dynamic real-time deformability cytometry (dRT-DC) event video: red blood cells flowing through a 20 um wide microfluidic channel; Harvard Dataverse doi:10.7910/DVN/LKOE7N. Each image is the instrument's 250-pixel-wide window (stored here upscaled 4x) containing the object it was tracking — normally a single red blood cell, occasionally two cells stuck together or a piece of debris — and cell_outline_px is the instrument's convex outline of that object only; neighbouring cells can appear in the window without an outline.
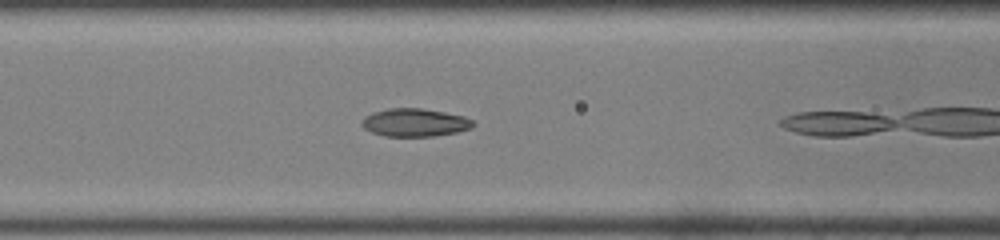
{"species": "common noctule bat (a hibernating species)", "species_latin": "Nyctalus noctula", "temperature_condition": "room temperature", "stored_images_in_passage": 8, "camera_frame_rate_fps": 3000, "um_per_image_px": 0.085, "animal": {"sex": "male", "body_mass_g": 19.0, "forearm_length_mm": 50.8}, "frame": {"image": 1, "passage_image": 7, "time_ms": 2.0, "image_size_px": [1000, 240], "cell_outline_px": [[476, 124], [472, 128], [456, 132], [432, 136], [384, 136], [372, 132], [364, 128], [360, 124], [364, 116], [372, 112], [388, 108], [420, 108], [444, 112], [464, 116], [472, 120]], "centroid_in_image_um": [35.24, 10.41], "position_along_channel_um": 131.4, "area_um2": 18.21}}